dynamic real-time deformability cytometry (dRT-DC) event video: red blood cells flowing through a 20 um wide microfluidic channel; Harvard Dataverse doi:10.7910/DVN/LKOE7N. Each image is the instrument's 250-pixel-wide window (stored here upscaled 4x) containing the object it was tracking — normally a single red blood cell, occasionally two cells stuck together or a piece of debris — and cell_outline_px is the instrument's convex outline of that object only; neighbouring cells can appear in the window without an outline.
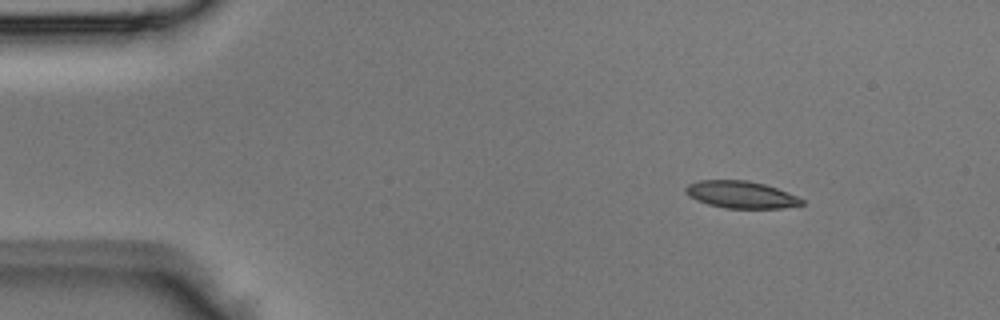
{"species": "Egyptian fruit bat (a non-hibernating species)", "species_latin": "Rousettus aegyptiacus", "temperature_condition": "room temperature", "stored_images_in_passage": 2, "camera_frame_rate_fps": 3000, "um_per_image_px": 0.085, "animal": {"sex": "male"}, "frame": {"image": 1, "passage_image": 1, "time_ms": 0.0, "image_size_px": [1000, 320], "cell_outline_px": [[804, 204], [780, 208], [724, 208], [708, 204], [696, 200], [688, 196], [684, 192], [684, 188], [688, 184], [700, 180], [748, 180], [764, 184], [776, 188], [796, 196], [804, 200]], "centroid_in_image_um": [62.93, 16.54], "position_along_channel_um": 22.1, "area_um2": 18.32}}